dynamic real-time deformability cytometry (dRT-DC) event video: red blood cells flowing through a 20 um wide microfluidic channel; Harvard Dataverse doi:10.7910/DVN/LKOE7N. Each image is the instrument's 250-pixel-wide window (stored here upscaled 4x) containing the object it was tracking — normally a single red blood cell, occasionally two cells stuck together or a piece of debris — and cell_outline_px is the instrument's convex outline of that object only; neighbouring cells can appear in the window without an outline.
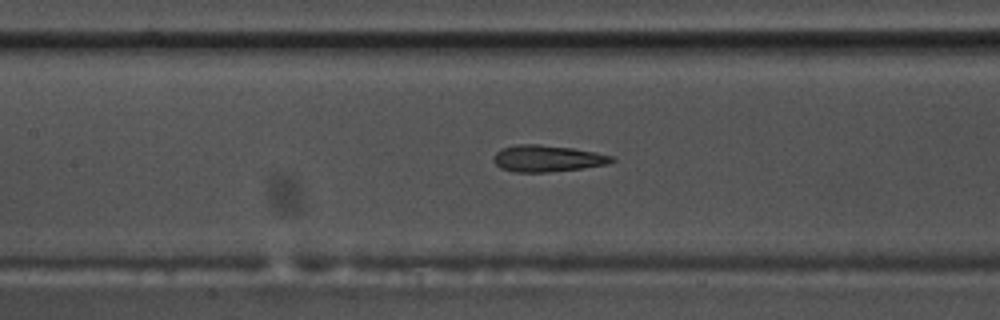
{"species": "common noctule bat (a hibernating species)", "species_latin": "Nyctalus noctula", "temperature_condition": "warm", "stored_images_in_passage": 46, "camera_frame_rate_fps": 3000, "um_per_image_px": 0.085, "animal": {"sex": "male", "body_mass_g": 17.5, "forearm_length_mm": 52.3}, "frame": {"image": 1, "passage_image": 16, "time_ms": 5.0, "image_size_px": [1000, 320], "cell_outline_px": [[616, 160], [608, 164], [580, 168], [548, 172], [512, 172], [500, 168], [492, 160], [492, 156], [500, 148], [516, 144], [536, 144], [572, 148], [596, 152], [612, 156]], "centroid_in_image_um": [46.46, 13.46], "position_along_channel_um": 160.9, "area_um2": 18.38}}
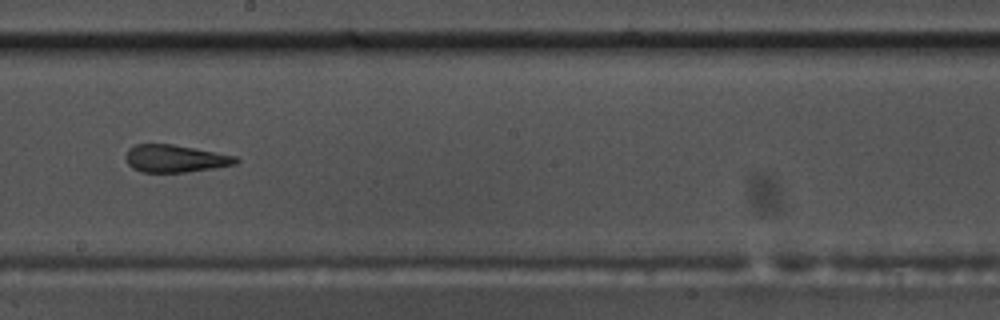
{"frame": {"image": 2, "passage_image": 22, "time_ms": 7.0, "image_size_px": [1000, 320], "cell_outline_px": [[240, 160], [236, 164], [188, 172], [140, 172], [132, 168], [128, 164], [124, 156], [128, 148], [136, 144], [172, 144], [216, 152], [236, 156]], "centroid_in_image_um": [14.86, 13.48], "position_along_channel_um": 233.3, "area_um2": 17.69}}
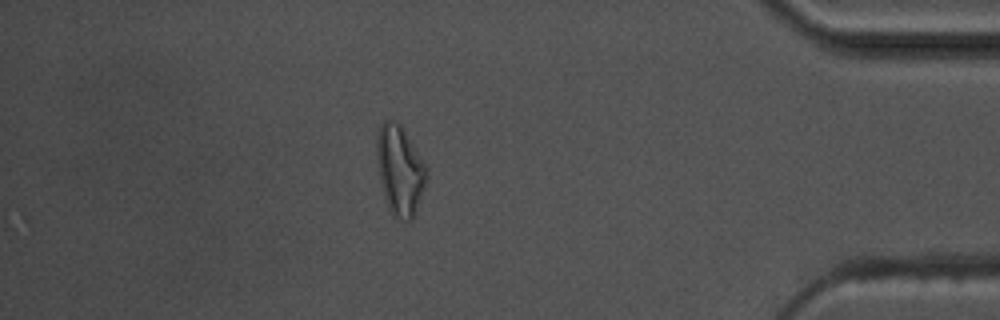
{"frame": {"image": 3, "passage_image": 39, "time_ms": 12.667, "image_size_px": [1000, 320], "cell_outline_px": [[428, 176], [424, 188], [412, 220], [400, 220], [392, 216], [388, 208], [380, 184], [376, 160], [376, 136], [380, 124], [384, 120], [392, 120], [400, 124], [424, 164]], "centroid_in_image_um": [33.94, 14.49], "position_along_channel_um": 401.3, "area_um2": 25.89}, "authors_computed_cell_mechanics": {"area_um2": 18.2648, "velocity_mm_per_s": 3.6507, "shape_relaxation_time_tau1_ms": 4.5428, "shape_relaxation_time_tau2_ms": 1.9198, "deformation_change_tau1": 0.1985, "deformation_change_tau2": 0.094}}